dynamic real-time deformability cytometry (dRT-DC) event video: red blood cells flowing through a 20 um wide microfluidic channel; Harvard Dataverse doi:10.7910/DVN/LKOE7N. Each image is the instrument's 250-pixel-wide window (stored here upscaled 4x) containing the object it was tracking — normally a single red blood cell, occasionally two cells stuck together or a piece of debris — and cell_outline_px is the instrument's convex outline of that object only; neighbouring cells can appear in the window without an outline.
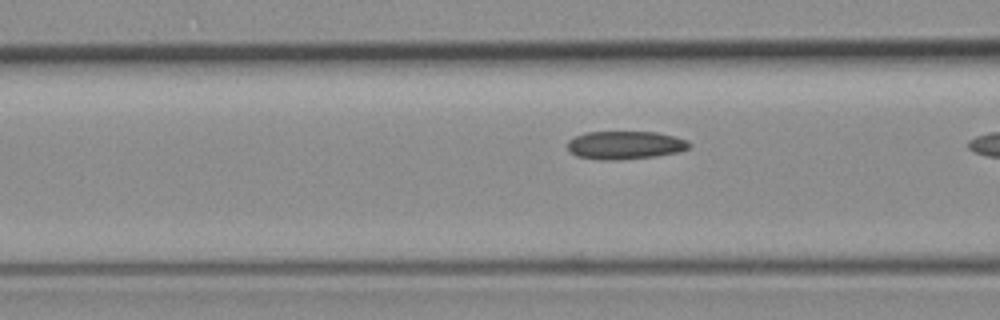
{"species": "common noctule bat (a hibernating species)", "species_latin": "Nyctalus noctula", "temperature_condition": "room temperature", "stored_images_in_passage": 19, "camera_frame_rate_fps": 3000, "um_per_image_px": 0.085, "animal": {"sex": "female", "body_mass_g": 19.3, "forearm_length_mm": 54.1}, "frame": {"image": 1, "passage_image": 18, "time_ms": 5.667, "image_size_px": [1000, 320], "cell_outline_px": [[692, 144], [688, 148], [680, 152], [656, 156], [620, 160], [600, 160], [576, 156], [568, 148], [568, 140], [584, 132], [656, 132], [688, 140]], "centroid_in_image_um": [53.14, 12.34], "position_along_channel_um": 113.5, "area_um2": 20.06}}